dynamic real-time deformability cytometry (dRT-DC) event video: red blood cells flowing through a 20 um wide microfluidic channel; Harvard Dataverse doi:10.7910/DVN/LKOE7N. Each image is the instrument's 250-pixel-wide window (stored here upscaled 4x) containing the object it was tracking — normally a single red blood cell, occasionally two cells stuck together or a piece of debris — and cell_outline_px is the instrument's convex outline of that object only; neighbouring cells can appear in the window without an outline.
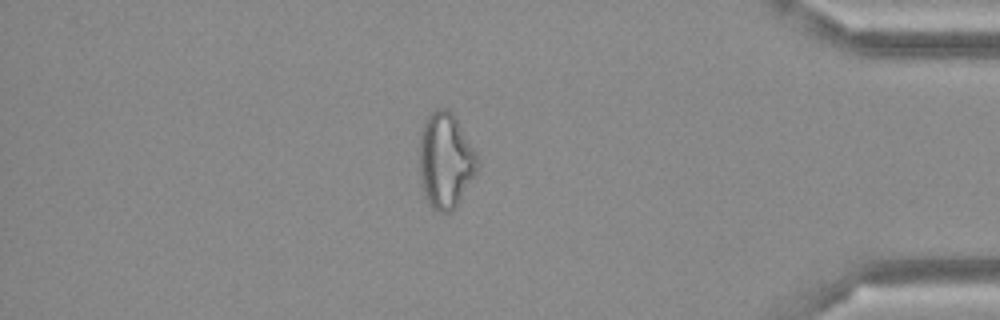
{"species": "Egyptian fruit bat (a non-hibernating species)", "species_latin": "Rousettus aegyptiacus", "temperature_condition": "cold", "stored_images_in_passage": 50, "camera_frame_rate_fps": 3000, "um_per_image_px": 0.085, "frame": {"image": 1, "passage_image": 43, "time_ms": 14.0, "image_size_px": [1000, 320], "cell_outline_px": [[480, 164], [476, 176], [456, 208], [452, 212], [440, 212], [432, 208], [424, 196], [420, 176], [420, 132], [424, 120], [436, 108], [448, 108], [452, 112], [476, 152]], "centroid_in_image_um": [37.89, 13.67], "position_along_channel_um": 397.3, "area_um2": 32.77}}